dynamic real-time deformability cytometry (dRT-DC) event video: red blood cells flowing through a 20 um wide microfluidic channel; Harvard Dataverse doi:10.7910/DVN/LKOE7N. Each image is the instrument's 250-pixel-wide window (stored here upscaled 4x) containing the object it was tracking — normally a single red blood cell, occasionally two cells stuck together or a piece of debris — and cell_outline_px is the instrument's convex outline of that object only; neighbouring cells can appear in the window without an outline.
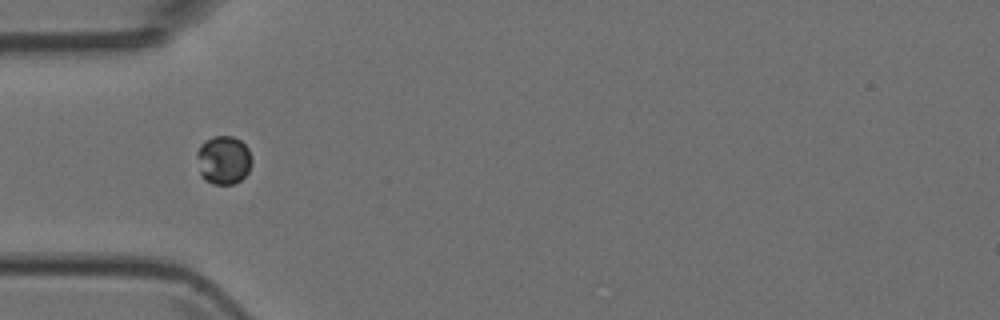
{"species": "Egyptian fruit bat (a non-hibernating species)", "species_latin": "Rousettus aegyptiacus", "temperature_condition": "room temperature", "stored_images_in_passage": 7, "camera_frame_rate_fps": 3000, "um_per_image_px": 0.085, "animal": {"sex": "female"}, "frame": {"image": 1, "passage_image": 4, "time_ms": 3.333, "image_size_px": [1000, 320], "cell_outline_px": [[252, 164], [248, 172], [240, 180], [232, 184], [212, 184], [204, 180], [200, 176], [196, 156], [196, 152], [200, 144], [212, 136], [232, 136], [240, 140], [248, 148], [252, 160]], "centroid_in_image_um": [18.97, 13.6], "position_along_channel_um": 66.0, "area_um2": 15.78}}
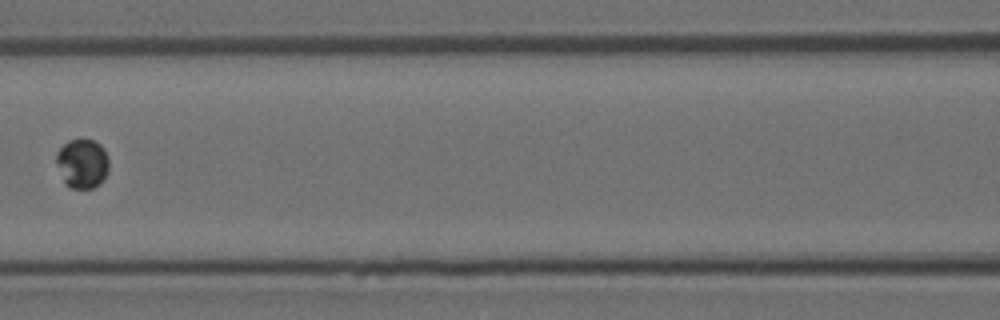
{"frame": {"image": 2, "passage_image": 6, "time_ms": 5.667, "image_size_px": [1000, 320], "cell_outline_px": [[108, 172], [104, 180], [100, 184], [92, 188], [72, 188], [64, 184], [56, 164], [56, 152], [68, 140], [92, 140], [100, 144], [104, 148], [108, 156]], "centroid_in_image_um": [6.99, 13.91], "position_along_channel_um": 159.6, "area_um2": 15.32}}
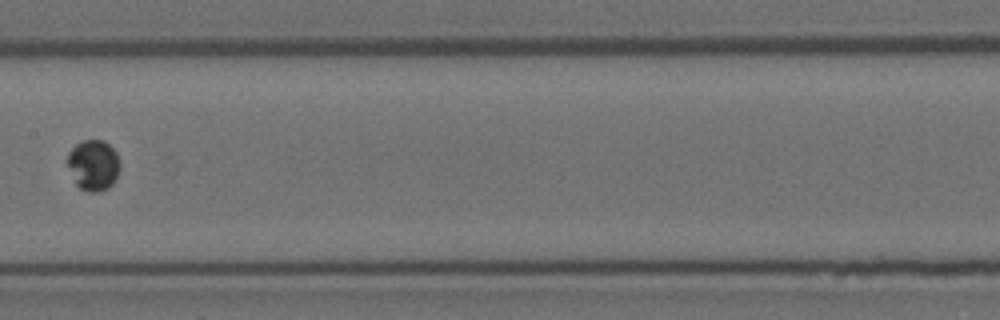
{"frame": {"image": 3, "passage_image": 7, "time_ms": 6.667, "image_size_px": [1000, 320], "cell_outline_px": [[120, 168], [116, 180], [108, 188], [100, 192], [88, 192], [80, 188], [76, 184], [68, 164], [68, 152], [76, 144], [84, 140], [104, 140], [116, 152], [120, 164]], "centroid_in_image_um": [7.97, 14.04], "position_along_channel_um": 199.4, "area_um2": 15.49}}